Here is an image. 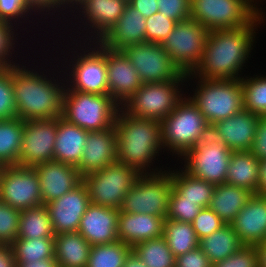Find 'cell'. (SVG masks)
Instances as JSON below:
<instances>
[{"label": "cell", "instance_id": "3", "mask_svg": "<svg viewBox=\"0 0 266 267\" xmlns=\"http://www.w3.org/2000/svg\"><path fill=\"white\" fill-rule=\"evenodd\" d=\"M51 33V36H54V34L56 35L54 38H57V36L59 37L56 40L52 39L53 43L51 44L47 40L48 44L46 45V48L49 47L48 45L52 44L58 46H50L49 49L52 47V56H54V59H56L58 64L61 65L60 67H62L61 69L66 81L65 90L109 95L106 47L103 46L99 41L82 42L71 39L69 40V38H66L65 41L64 36H61V34L57 35V32ZM60 40L63 42V44ZM62 46L63 49H61ZM55 50H57L55 52L56 54L54 53ZM54 54L57 57H55Z\"/></svg>", "mask_w": 266, "mask_h": 267}, {"label": "cell", "instance_id": "7", "mask_svg": "<svg viewBox=\"0 0 266 267\" xmlns=\"http://www.w3.org/2000/svg\"><path fill=\"white\" fill-rule=\"evenodd\" d=\"M127 4L125 0H86L66 19L59 30L64 31L58 34H67L65 38L75 41H99L118 22Z\"/></svg>", "mask_w": 266, "mask_h": 267}, {"label": "cell", "instance_id": "48", "mask_svg": "<svg viewBox=\"0 0 266 267\" xmlns=\"http://www.w3.org/2000/svg\"><path fill=\"white\" fill-rule=\"evenodd\" d=\"M213 267H258V255L255 246L244 245L232 255L213 264Z\"/></svg>", "mask_w": 266, "mask_h": 267}, {"label": "cell", "instance_id": "30", "mask_svg": "<svg viewBox=\"0 0 266 267\" xmlns=\"http://www.w3.org/2000/svg\"><path fill=\"white\" fill-rule=\"evenodd\" d=\"M259 178V159L251 151H233L225 183L256 194Z\"/></svg>", "mask_w": 266, "mask_h": 267}, {"label": "cell", "instance_id": "31", "mask_svg": "<svg viewBox=\"0 0 266 267\" xmlns=\"http://www.w3.org/2000/svg\"><path fill=\"white\" fill-rule=\"evenodd\" d=\"M176 163L171 167L172 189L182 197V201L197 202L201 208L210 204L215 185L189 175Z\"/></svg>", "mask_w": 266, "mask_h": 267}, {"label": "cell", "instance_id": "34", "mask_svg": "<svg viewBox=\"0 0 266 267\" xmlns=\"http://www.w3.org/2000/svg\"><path fill=\"white\" fill-rule=\"evenodd\" d=\"M39 237H55L49 212L44 204L20 212L17 238L34 239Z\"/></svg>", "mask_w": 266, "mask_h": 267}, {"label": "cell", "instance_id": "39", "mask_svg": "<svg viewBox=\"0 0 266 267\" xmlns=\"http://www.w3.org/2000/svg\"><path fill=\"white\" fill-rule=\"evenodd\" d=\"M10 246L16 263L54 258V238H16Z\"/></svg>", "mask_w": 266, "mask_h": 267}, {"label": "cell", "instance_id": "38", "mask_svg": "<svg viewBox=\"0 0 266 267\" xmlns=\"http://www.w3.org/2000/svg\"><path fill=\"white\" fill-rule=\"evenodd\" d=\"M255 74L252 76L244 74L240 79L243 90V109L258 116H266V73L255 72Z\"/></svg>", "mask_w": 266, "mask_h": 267}, {"label": "cell", "instance_id": "13", "mask_svg": "<svg viewBox=\"0 0 266 267\" xmlns=\"http://www.w3.org/2000/svg\"><path fill=\"white\" fill-rule=\"evenodd\" d=\"M171 190L170 166L160 173L142 174L125 195L119 211L150 214L166 219Z\"/></svg>", "mask_w": 266, "mask_h": 267}, {"label": "cell", "instance_id": "9", "mask_svg": "<svg viewBox=\"0 0 266 267\" xmlns=\"http://www.w3.org/2000/svg\"><path fill=\"white\" fill-rule=\"evenodd\" d=\"M119 110L120 105L110 95L64 92L62 117L88 132L114 126Z\"/></svg>", "mask_w": 266, "mask_h": 267}, {"label": "cell", "instance_id": "55", "mask_svg": "<svg viewBox=\"0 0 266 267\" xmlns=\"http://www.w3.org/2000/svg\"><path fill=\"white\" fill-rule=\"evenodd\" d=\"M256 195L266 196V159L259 160V178Z\"/></svg>", "mask_w": 266, "mask_h": 267}, {"label": "cell", "instance_id": "29", "mask_svg": "<svg viewBox=\"0 0 266 267\" xmlns=\"http://www.w3.org/2000/svg\"><path fill=\"white\" fill-rule=\"evenodd\" d=\"M252 195V192L242 187L223 183L215 186L208 207L213 210L225 224H231Z\"/></svg>", "mask_w": 266, "mask_h": 267}, {"label": "cell", "instance_id": "17", "mask_svg": "<svg viewBox=\"0 0 266 267\" xmlns=\"http://www.w3.org/2000/svg\"><path fill=\"white\" fill-rule=\"evenodd\" d=\"M57 118L24 121L19 165L34 167L54 161Z\"/></svg>", "mask_w": 266, "mask_h": 267}, {"label": "cell", "instance_id": "20", "mask_svg": "<svg viewBox=\"0 0 266 267\" xmlns=\"http://www.w3.org/2000/svg\"><path fill=\"white\" fill-rule=\"evenodd\" d=\"M260 116L242 109L233 116L214 123L210 132L232 151H250Z\"/></svg>", "mask_w": 266, "mask_h": 267}, {"label": "cell", "instance_id": "23", "mask_svg": "<svg viewBox=\"0 0 266 267\" xmlns=\"http://www.w3.org/2000/svg\"><path fill=\"white\" fill-rule=\"evenodd\" d=\"M115 126L102 131L88 132L83 155L76 167L83 177L117 161Z\"/></svg>", "mask_w": 266, "mask_h": 267}, {"label": "cell", "instance_id": "57", "mask_svg": "<svg viewBox=\"0 0 266 267\" xmlns=\"http://www.w3.org/2000/svg\"><path fill=\"white\" fill-rule=\"evenodd\" d=\"M123 267H146L145 263L133 252L131 251L126 257Z\"/></svg>", "mask_w": 266, "mask_h": 267}, {"label": "cell", "instance_id": "25", "mask_svg": "<svg viewBox=\"0 0 266 267\" xmlns=\"http://www.w3.org/2000/svg\"><path fill=\"white\" fill-rule=\"evenodd\" d=\"M99 42L114 50L146 42V18L128 3L118 22Z\"/></svg>", "mask_w": 266, "mask_h": 267}, {"label": "cell", "instance_id": "37", "mask_svg": "<svg viewBox=\"0 0 266 267\" xmlns=\"http://www.w3.org/2000/svg\"><path fill=\"white\" fill-rule=\"evenodd\" d=\"M18 29L19 28H16V26L13 24L0 21V66H14V65L22 64L24 62L23 60L28 59L27 55L26 56L23 55L24 52L23 53L20 52L24 49V47L22 46H28L26 45L28 41L26 42L24 39L27 37H25L26 35H24L25 33L22 30L18 31ZM22 38L24 39V41ZM21 40H22V43H19L21 42ZM24 42L26 43L23 45ZM20 46L22 50L20 49ZM20 56L22 59L20 58ZM17 58L20 60H18Z\"/></svg>", "mask_w": 266, "mask_h": 267}, {"label": "cell", "instance_id": "51", "mask_svg": "<svg viewBox=\"0 0 266 267\" xmlns=\"http://www.w3.org/2000/svg\"><path fill=\"white\" fill-rule=\"evenodd\" d=\"M259 160L266 159V116H260L250 150Z\"/></svg>", "mask_w": 266, "mask_h": 267}, {"label": "cell", "instance_id": "24", "mask_svg": "<svg viewBox=\"0 0 266 267\" xmlns=\"http://www.w3.org/2000/svg\"><path fill=\"white\" fill-rule=\"evenodd\" d=\"M231 226L244 245L266 242V196L253 194Z\"/></svg>", "mask_w": 266, "mask_h": 267}, {"label": "cell", "instance_id": "18", "mask_svg": "<svg viewBox=\"0 0 266 267\" xmlns=\"http://www.w3.org/2000/svg\"><path fill=\"white\" fill-rule=\"evenodd\" d=\"M90 198L83 182L65 195L46 204L55 235L78 231Z\"/></svg>", "mask_w": 266, "mask_h": 267}, {"label": "cell", "instance_id": "11", "mask_svg": "<svg viewBox=\"0 0 266 267\" xmlns=\"http://www.w3.org/2000/svg\"><path fill=\"white\" fill-rule=\"evenodd\" d=\"M142 174L133 167L115 161L99 171L82 177L90 203L120 209L125 195Z\"/></svg>", "mask_w": 266, "mask_h": 267}, {"label": "cell", "instance_id": "28", "mask_svg": "<svg viewBox=\"0 0 266 267\" xmlns=\"http://www.w3.org/2000/svg\"><path fill=\"white\" fill-rule=\"evenodd\" d=\"M54 249L58 267H87L91 245L78 231L55 235Z\"/></svg>", "mask_w": 266, "mask_h": 267}, {"label": "cell", "instance_id": "12", "mask_svg": "<svg viewBox=\"0 0 266 267\" xmlns=\"http://www.w3.org/2000/svg\"><path fill=\"white\" fill-rule=\"evenodd\" d=\"M219 138L209 132L201 142L176 160L189 175L211 184L225 183L232 154ZM179 161V163H178Z\"/></svg>", "mask_w": 266, "mask_h": 267}, {"label": "cell", "instance_id": "44", "mask_svg": "<svg viewBox=\"0 0 266 267\" xmlns=\"http://www.w3.org/2000/svg\"><path fill=\"white\" fill-rule=\"evenodd\" d=\"M20 212L0 200V246H10L17 238Z\"/></svg>", "mask_w": 266, "mask_h": 267}, {"label": "cell", "instance_id": "10", "mask_svg": "<svg viewBox=\"0 0 266 267\" xmlns=\"http://www.w3.org/2000/svg\"><path fill=\"white\" fill-rule=\"evenodd\" d=\"M257 0H190L191 19L208 31L250 24L264 9Z\"/></svg>", "mask_w": 266, "mask_h": 267}, {"label": "cell", "instance_id": "54", "mask_svg": "<svg viewBox=\"0 0 266 267\" xmlns=\"http://www.w3.org/2000/svg\"><path fill=\"white\" fill-rule=\"evenodd\" d=\"M0 267H16L11 246H0Z\"/></svg>", "mask_w": 266, "mask_h": 267}, {"label": "cell", "instance_id": "1", "mask_svg": "<svg viewBox=\"0 0 266 267\" xmlns=\"http://www.w3.org/2000/svg\"><path fill=\"white\" fill-rule=\"evenodd\" d=\"M45 49L42 48L43 54L46 56L41 55L38 50H36L37 52L33 50L31 54L34 55L33 58L35 59H33L34 62L32 60L31 65L29 63L32 56H30V59L28 58V62L24 60L22 64L13 66L12 86L17 106V117L23 121L48 120L62 117L66 81L58 61L54 60V56H50V59H47V54L50 52V55H52V52L49 49ZM38 52L40 55H38ZM36 56H38L37 58L43 57L37 62ZM43 58H46L45 60L49 63L47 64ZM41 59L43 63L39 64ZM37 64L41 66L39 67ZM47 66H50V69Z\"/></svg>", "mask_w": 266, "mask_h": 267}, {"label": "cell", "instance_id": "15", "mask_svg": "<svg viewBox=\"0 0 266 267\" xmlns=\"http://www.w3.org/2000/svg\"><path fill=\"white\" fill-rule=\"evenodd\" d=\"M0 200L17 210L42 205L39 176L34 167H0Z\"/></svg>", "mask_w": 266, "mask_h": 267}, {"label": "cell", "instance_id": "32", "mask_svg": "<svg viewBox=\"0 0 266 267\" xmlns=\"http://www.w3.org/2000/svg\"><path fill=\"white\" fill-rule=\"evenodd\" d=\"M244 244L240 241L231 224H225L211 235L199 239V248L212 264L222 261L238 251Z\"/></svg>", "mask_w": 266, "mask_h": 267}, {"label": "cell", "instance_id": "43", "mask_svg": "<svg viewBox=\"0 0 266 267\" xmlns=\"http://www.w3.org/2000/svg\"><path fill=\"white\" fill-rule=\"evenodd\" d=\"M12 82L13 66H0V120L17 117Z\"/></svg>", "mask_w": 266, "mask_h": 267}, {"label": "cell", "instance_id": "47", "mask_svg": "<svg viewBox=\"0 0 266 267\" xmlns=\"http://www.w3.org/2000/svg\"><path fill=\"white\" fill-rule=\"evenodd\" d=\"M192 225L198 239H202L220 229L225 223L213 210L206 207L200 210Z\"/></svg>", "mask_w": 266, "mask_h": 267}, {"label": "cell", "instance_id": "27", "mask_svg": "<svg viewBox=\"0 0 266 267\" xmlns=\"http://www.w3.org/2000/svg\"><path fill=\"white\" fill-rule=\"evenodd\" d=\"M87 133L63 117L57 118L54 161L77 167L83 155Z\"/></svg>", "mask_w": 266, "mask_h": 267}, {"label": "cell", "instance_id": "36", "mask_svg": "<svg viewBox=\"0 0 266 267\" xmlns=\"http://www.w3.org/2000/svg\"><path fill=\"white\" fill-rule=\"evenodd\" d=\"M132 251L146 267H176V257L163 235L135 244Z\"/></svg>", "mask_w": 266, "mask_h": 267}, {"label": "cell", "instance_id": "40", "mask_svg": "<svg viewBox=\"0 0 266 267\" xmlns=\"http://www.w3.org/2000/svg\"><path fill=\"white\" fill-rule=\"evenodd\" d=\"M36 20L37 22H35ZM0 21L13 24L17 28H19V30H22L24 32L26 31L25 35L27 34L29 35L30 32L32 33L33 30L35 29L34 26H36V30L38 27L37 31L39 32L43 28L44 26L43 24L46 25V23L41 22V20L27 7L24 0H0ZM31 23L34 25H32ZM39 26H42V28L41 27L39 28Z\"/></svg>", "mask_w": 266, "mask_h": 267}, {"label": "cell", "instance_id": "14", "mask_svg": "<svg viewBox=\"0 0 266 267\" xmlns=\"http://www.w3.org/2000/svg\"><path fill=\"white\" fill-rule=\"evenodd\" d=\"M209 31L193 19L177 22L161 43L182 73H192L200 64Z\"/></svg>", "mask_w": 266, "mask_h": 267}, {"label": "cell", "instance_id": "52", "mask_svg": "<svg viewBox=\"0 0 266 267\" xmlns=\"http://www.w3.org/2000/svg\"><path fill=\"white\" fill-rule=\"evenodd\" d=\"M128 3L138 10L145 18H149L159 11L157 0H130Z\"/></svg>", "mask_w": 266, "mask_h": 267}, {"label": "cell", "instance_id": "46", "mask_svg": "<svg viewBox=\"0 0 266 267\" xmlns=\"http://www.w3.org/2000/svg\"><path fill=\"white\" fill-rule=\"evenodd\" d=\"M177 21L166 18L159 11L146 18V42L161 44L174 29Z\"/></svg>", "mask_w": 266, "mask_h": 267}, {"label": "cell", "instance_id": "58", "mask_svg": "<svg viewBox=\"0 0 266 267\" xmlns=\"http://www.w3.org/2000/svg\"><path fill=\"white\" fill-rule=\"evenodd\" d=\"M254 246L258 255V267H266V242Z\"/></svg>", "mask_w": 266, "mask_h": 267}, {"label": "cell", "instance_id": "41", "mask_svg": "<svg viewBox=\"0 0 266 267\" xmlns=\"http://www.w3.org/2000/svg\"><path fill=\"white\" fill-rule=\"evenodd\" d=\"M132 247L118 240L91 246L87 267H123Z\"/></svg>", "mask_w": 266, "mask_h": 267}, {"label": "cell", "instance_id": "4", "mask_svg": "<svg viewBox=\"0 0 266 267\" xmlns=\"http://www.w3.org/2000/svg\"><path fill=\"white\" fill-rule=\"evenodd\" d=\"M114 126L118 162L141 174L160 173L169 168L158 164V158L164 154L160 121L132 116L120 107Z\"/></svg>", "mask_w": 266, "mask_h": 267}, {"label": "cell", "instance_id": "19", "mask_svg": "<svg viewBox=\"0 0 266 267\" xmlns=\"http://www.w3.org/2000/svg\"><path fill=\"white\" fill-rule=\"evenodd\" d=\"M109 95L122 107L143 84L122 50L106 47Z\"/></svg>", "mask_w": 266, "mask_h": 267}, {"label": "cell", "instance_id": "35", "mask_svg": "<svg viewBox=\"0 0 266 267\" xmlns=\"http://www.w3.org/2000/svg\"><path fill=\"white\" fill-rule=\"evenodd\" d=\"M163 236L176 258L199 246L192 223L165 219Z\"/></svg>", "mask_w": 266, "mask_h": 267}, {"label": "cell", "instance_id": "16", "mask_svg": "<svg viewBox=\"0 0 266 267\" xmlns=\"http://www.w3.org/2000/svg\"><path fill=\"white\" fill-rule=\"evenodd\" d=\"M122 51L143 84L175 80L182 74L159 43H138L127 46Z\"/></svg>", "mask_w": 266, "mask_h": 267}, {"label": "cell", "instance_id": "53", "mask_svg": "<svg viewBox=\"0 0 266 267\" xmlns=\"http://www.w3.org/2000/svg\"><path fill=\"white\" fill-rule=\"evenodd\" d=\"M62 5V26L69 16L86 0H60ZM67 16V17H66Z\"/></svg>", "mask_w": 266, "mask_h": 267}, {"label": "cell", "instance_id": "45", "mask_svg": "<svg viewBox=\"0 0 266 267\" xmlns=\"http://www.w3.org/2000/svg\"><path fill=\"white\" fill-rule=\"evenodd\" d=\"M201 209L197 202L182 201V197L172 189L166 219L192 223Z\"/></svg>", "mask_w": 266, "mask_h": 267}, {"label": "cell", "instance_id": "2", "mask_svg": "<svg viewBox=\"0 0 266 267\" xmlns=\"http://www.w3.org/2000/svg\"><path fill=\"white\" fill-rule=\"evenodd\" d=\"M265 13L241 28L209 31L203 58L191 74L202 79H241L256 47L258 28L266 23Z\"/></svg>", "mask_w": 266, "mask_h": 267}, {"label": "cell", "instance_id": "26", "mask_svg": "<svg viewBox=\"0 0 266 267\" xmlns=\"http://www.w3.org/2000/svg\"><path fill=\"white\" fill-rule=\"evenodd\" d=\"M164 218L142 213L120 212L118 240L133 247L135 244L163 235Z\"/></svg>", "mask_w": 266, "mask_h": 267}, {"label": "cell", "instance_id": "50", "mask_svg": "<svg viewBox=\"0 0 266 267\" xmlns=\"http://www.w3.org/2000/svg\"><path fill=\"white\" fill-rule=\"evenodd\" d=\"M176 267H213V264L205 253L197 247L190 252L179 255L176 258Z\"/></svg>", "mask_w": 266, "mask_h": 267}, {"label": "cell", "instance_id": "6", "mask_svg": "<svg viewBox=\"0 0 266 267\" xmlns=\"http://www.w3.org/2000/svg\"><path fill=\"white\" fill-rule=\"evenodd\" d=\"M161 123V141L168 160L181 158L206 138L210 125L200 110L185 96ZM168 151V152H167ZM175 156V157H174Z\"/></svg>", "mask_w": 266, "mask_h": 267}, {"label": "cell", "instance_id": "33", "mask_svg": "<svg viewBox=\"0 0 266 267\" xmlns=\"http://www.w3.org/2000/svg\"><path fill=\"white\" fill-rule=\"evenodd\" d=\"M23 130L19 117L0 120V167L19 165Z\"/></svg>", "mask_w": 266, "mask_h": 267}, {"label": "cell", "instance_id": "49", "mask_svg": "<svg viewBox=\"0 0 266 267\" xmlns=\"http://www.w3.org/2000/svg\"><path fill=\"white\" fill-rule=\"evenodd\" d=\"M159 12L177 22L191 18L190 0H157Z\"/></svg>", "mask_w": 266, "mask_h": 267}, {"label": "cell", "instance_id": "22", "mask_svg": "<svg viewBox=\"0 0 266 267\" xmlns=\"http://www.w3.org/2000/svg\"><path fill=\"white\" fill-rule=\"evenodd\" d=\"M118 215L116 208L90 203L81 218L78 232L91 246L117 242Z\"/></svg>", "mask_w": 266, "mask_h": 267}, {"label": "cell", "instance_id": "56", "mask_svg": "<svg viewBox=\"0 0 266 267\" xmlns=\"http://www.w3.org/2000/svg\"><path fill=\"white\" fill-rule=\"evenodd\" d=\"M16 267H58V265L55 258H46L33 262L16 263Z\"/></svg>", "mask_w": 266, "mask_h": 267}, {"label": "cell", "instance_id": "21", "mask_svg": "<svg viewBox=\"0 0 266 267\" xmlns=\"http://www.w3.org/2000/svg\"><path fill=\"white\" fill-rule=\"evenodd\" d=\"M39 176L42 204L60 198L82 182L78 169L72 165L51 161L34 166Z\"/></svg>", "mask_w": 266, "mask_h": 267}, {"label": "cell", "instance_id": "5", "mask_svg": "<svg viewBox=\"0 0 266 267\" xmlns=\"http://www.w3.org/2000/svg\"><path fill=\"white\" fill-rule=\"evenodd\" d=\"M186 83L191 86L188 88L186 85V96L200 110L210 127L243 109L240 79H202L189 73L186 75ZM187 90H190V93Z\"/></svg>", "mask_w": 266, "mask_h": 267}, {"label": "cell", "instance_id": "8", "mask_svg": "<svg viewBox=\"0 0 266 267\" xmlns=\"http://www.w3.org/2000/svg\"><path fill=\"white\" fill-rule=\"evenodd\" d=\"M186 75L182 73L167 82L142 84L122 108L135 117L163 121L186 96Z\"/></svg>", "mask_w": 266, "mask_h": 267}, {"label": "cell", "instance_id": "42", "mask_svg": "<svg viewBox=\"0 0 266 267\" xmlns=\"http://www.w3.org/2000/svg\"><path fill=\"white\" fill-rule=\"evenodd\" d=\"M24 2L26 3L27 7L42 21V22H47L46 26H44L45 29L42 30L46 33H43V37H46V39L48 38L46 36V34H49V32L47 30L49 27H51L53 30H51L52 32H59V29H61L62 27V5H61V1L60 0H24ZM43 18V19H42ZM52 21H48L49 19ZM47 21H46V20ZM45 20V21H44ZM59 22V23H58ZM61 22V23H60ZM48 23L50 25H48ZM60 25H58V24ZM54 24V25H53ZM58 25V26H56ZM49 26V27H48ZM47 27V28H46ZM58 28V29H56ZM45 34V35H44Z\"/></svg>", "mask_w": 266, "mask_h": 267}]
</instances>
